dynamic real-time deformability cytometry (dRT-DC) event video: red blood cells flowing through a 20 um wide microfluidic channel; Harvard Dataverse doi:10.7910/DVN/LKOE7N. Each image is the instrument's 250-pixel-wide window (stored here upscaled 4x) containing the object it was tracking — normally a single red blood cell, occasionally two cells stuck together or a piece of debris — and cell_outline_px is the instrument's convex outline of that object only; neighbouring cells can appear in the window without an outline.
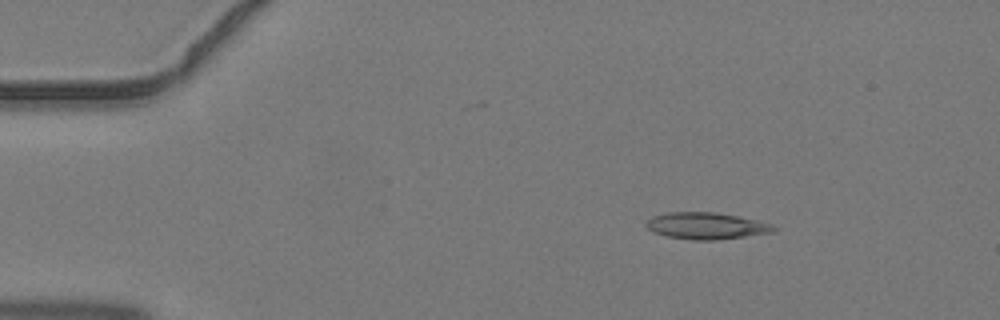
{"species": "common noctule bat (a hibernating species)", "species_latin": "Nyctalus noctula", "temperature_condition": "warm", "stored_images_in_passage": 3, "camera_frame_rate_fps": 3000, "um_per_image_px": 0.085, "animal": {"sex": "male", "body_mass_g": 19.2, "forearm_length_mm": 51.8}, "frame": {"image": 1, "passage_image": 1, "time_ms": 0.0, "image_size_px": [1000, 320], "cell_outline_px": [[776, 228], [772, 232], [744, 236], [712, 240], [692, 240], [668, 236], [652, 232], [644, 224], [652, 216], [668, 212], [716, 212], [760, 220], [772, 224]], "centroid_in_image_um": [60.02, 19.18], "position_along_channel_um": 25.0, "area_um2": 19.77}}
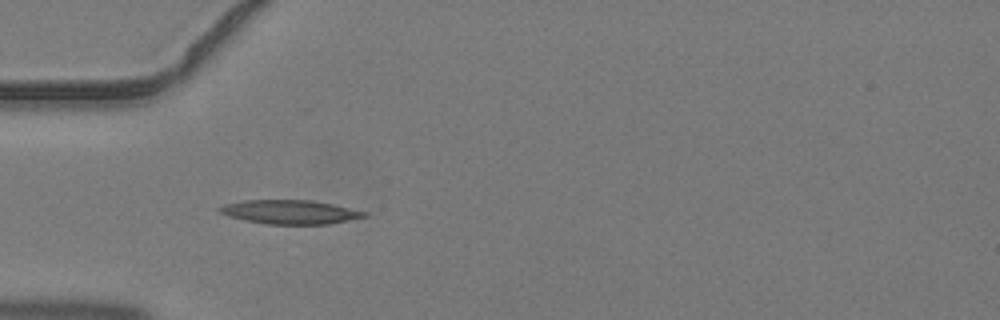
{"frame": {"image": 2, "passage_image": 3, "time_ms": 0.667, "image_size_px": [1000, 320], "cell_outline_px": [[368, 216], [328, 224], [268, 224], [244, 220], [228, 216], [220, 212], [216, 208], [224, 204], [244, 200], [312, 200], [332, 204], [368, 212]], "centroid_in_image_um": [24.64, 18.01], "position_along_channel_um": 60.4, "area_um2": 20.17}}